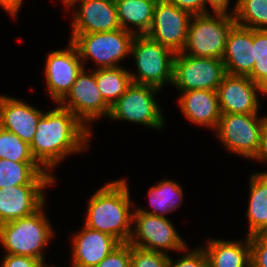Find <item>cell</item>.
I'll list each match as a JSON object with an SVG mask.
<instances>
[{
  "label": "cell",
  "mask_w": 267,
  "mask_h": 267,
  "mask_svg": "<svg viewBox=\"0 0 267 267\" xmlns=\"http://www.w3.org/2000/svg\"><path fill=\"white\" fill-rule=\"evenodd\" d=\"M67 98L70 101L67 102ZM72 112L84 125L92 120L108 116L110 106L104 101L98 89L95 73L86 74L84 68L77 76L70 91L59 102V106Z\"/></svg>",
  "instance_id": "12"
},
{
  "label": "cell",
  "mask_w": 267,
  "mask_h": 267,
  "mask_svg": "<svg viewBox=\"0 0 267 267\" xmlns=\"http://www.w3.org/2000/svg\"><path fill=\"white\" fill-rule=\"evenodd\" d=\"M267 92L248 76L225 74L217 94L221 114H257V92Z\"/></svg>",
  "instance_id": "14"
},
{
  "label": "cell",
  "mask_w": 267,
  "mask_h": 267,
  "mask_svg": "<svg viewBox=\"0 0 267 267\" xmlns=\"http://www.w3.org/2000/svg\"><path fill=\"white\" fill-rule=\"evenodd\" d=\"M42 209L43 206L27 217L0 224V241L6 254L29 256L44 263L42 249L53 232Z\"/></svg>",
  "instance_id": "3"
},
{
  "label": "cell",
  "mask_w": 267,
  "mask_h": 267,
  "mask_svg": "<svg viewBox=\"0 0 267 267\" xmlns=\"http://www.w3.org/2000/svg\"><path fill=\"white\" fill-rule=\"evenodd\" d=\"M266 119L257 118V114H221L217 135L229 151L253 159Z\"/></svg>",
  "instance_id": "9"
},
{
  "label": "cell",
  "mask_w": 267,
  "mask_h": 267,
  "mask_svg": "<svg viewBox=\"0 0 267 267\" xmlns=\"http://www.w3.org/2000/svg\"><path fill=\"white\" fill-rule=\"evenodd\" d=\"M130 264L131 245L129 243H122L94 267H130Z\"/></svg>",
  "instance_id": "32"
},
{
  "label": "cell",
  "mask_w": 267,
  "mask_h": 267,
  "mask_svg": "<svg viewBox=\"0 0 267 267\" xmlns=\"http://www.w3.org/2000/svg\"><path fill=\"white\" fill-rule=\"evenodd\" d=\"M0 159L18 163H37L33 157L30 145L16 134L0 127Z\"/></svg>",
  "instance_id": "28"
},
{
  "label": "cell",
  "mask_w": 267,
  "mask_h": 267,
  "mask_svg": "<svg viewBox=\"0 0 267 267\" xmlns=\"http://www.w3.org/2000/svg\"><path fill=\"white\" fill-rule=\"evenodd\" d=\"M45 65L48 91L51 98L59 103L84 68L82 60L76 46L70 41L68 49L50 52Z\"/></svg>",
  "instance_id": "13"
},
{
  "label": "cell",
  "mask_w": 267,
  "mask_h": 267,
  "mask_svg": "<svg viewBox=\"0 0 267 267\" xmlns=\"http://www.w3.org/2000/svg\"><path fill=\"white\" fill-rule=\"evenodd\" d=\"M158 0H115L121 28L132 31L129 23L139 30L135 35H146L153 21L154 8Z\"/></svg>",
  "instance_id": "23"
},
{
  "label": "cell",
  "mask_w": 267,
  "mask_h": 267,
  "mask_svg": "<svg viewBox=\"0 0 267 267\" xmlns=\"http://www.w3.org/2000/svg\"><path fill=\"white\" fill-rule=\"evenodd\" d=\"M167 267H208V260L203 248L194 249V251L188 252L187 255L179 258V260H168Z\"/></svg>",
  "instance_id": "33"
},
{
  "label": "cell",
  "mask_w": 267,
  "mask_h": 267,
  "mask_svg": "<svg viewBox=\"0 0 267 267\" xmlns=\"http://www.w3.org/2000/svg\"><path fill=\"white\" fill-rule=\"evenodd\" d=\"M65 6L67 5V7L73 6L76 4V2H78V0H63Z\"/></svg>",
  "instance_id": "39"
},
{
  "label": "cell",
  "mask_w": 267,
  "mask_h": 267,
  "mask_svg": "<svg viewBox=\"0 0 267 267\" xmlns=\"http://www.w3.org/2000/svg\"><path fill=\"white\" fill-rule=\"evenodd\" d=\"M38 163L0 159V189L18 185H51L55 178Z\"/></svg>",
  "instance_id": "22"
},
{
  "label": "cell",
  "mask_w": 267,
  "mask_h": 267,
  "mask_svg": "<svg viewBox=\"0 0 267 267\" xmlns=\"http://www.w3.org/2000/svg\"><path fill=\"white\" fill-rule=\"evenodd\" d=\"M191 17L190 13L174 4L158 0L154 8L153 21L146 36L175 53L182 52Z\"/></svg>",
  "instance_id": "11"
},
{
  "label": "cell",
  "mask_w": 267,
  "mask_h": 267,
  "mask_svg": "<svg viewBox=\"0 0 267 267\" xmlns=\"http://www.w3.org/2000/svg\"><path fill=\"white\" fill-rule=\"evenodd\" d=\"M207 2L211 5L215 13L228 14L226 12L229 5V0H205V3Z\"/></svg>",
  "instance_id": "38"
},
{
  "label": "cell",
  "mask_w": 267,
  "mask_h": 267,
  "mask_svg": "<svg viewBox=\"0 0 267 267\" xmlns=\"http://www.w3.org/2000/svg\"><path fill=\"white\" fill-rule=\"evenodd\" d=\"M135 32L122 28L95 33H72L71 42L76 46L80 59L95 60L98 69L118 67L119 62L130 53Z\"/></svg>",
  "instance_id": "6"
},
{
  "label": "cell",
  "mask_w": 267,
  "mask_h": 267,
  "mask_svg": "<svg viewBox=\"0 0 267 267\" xmlns=\"http://www.w3.org/2000/svg\"><path fill=\"white\" fill-rule=\"evenodd\" d=\"M255 63L248 77L267 92V30L253 29Z\"/></svg>",
  "instance_id": "29"
},
{
  "label": "cell",
  "mask_w": 267,
  "mask_h": 267,
  "mask_svg": "<svg viewBox=\"0 0 267 267\" xmlns=\"http://www.w3.org/2000/svg\"><path fill=\"white\" fill-rule=\"evenodd\" d=\"M95 80L104 101L111 107L133 83L130 72L121 67L96 69Z\"/></svg>",
  "instance_id": "25"
},
{
  "label": "cell",
  "mask_w": 267,
  "mask_h": 267,
  "mask_svg": "<svg viewBox=\"0 0 267 267\" xmlns=\"http://www.w3.org/2000/svg\"><path fill=\"white\" fill-rule=\"evenodd\" d=\"M206 253L208 267H251L249 236L245 242L208 240Z\"/></svg>",
  "instance_id": "21"
},
{
  "label": "cell",
  "mask_w": 267,
  "mask_h": 267,
  "mask_svg": "<svg viewBox=\"0 0 267 267\" xmlns=\"http://www.w3.org/2000/svg\"><path fill=\"white\" fill-rule=\"evenodd\" d=\"M148 193L153 210L146 211L141 208H136L135 210L149 215L165 217V213H169L179 207V202L183 200V192L180 185L172 180H162L159 184L150 187Z\"/></svg>",
  "instance_id": "26"
},
{
  "label": "cell",
  "mask_w": 267,
  "mask_h": 267,
  "mask_svg": "<svg viewBox=\"0 0 267 267\" xmlns=\"http://www.w3.org/2000/svg\"><path fill=\"white\" fill-rule=\"evenodd\" d=\"M254 159H259L260 161L267 162V119L264 122V125L261 130L260 144L257 153L254 156ZM267 174V172H263Z\"/></svg>",
  "instance_id": "36"
},
{
  "label": "cell",
  "mask_w": 267,
  "mask_h": 267,
  "mask_svg": "<svg viewBox=\"0 0 267 267\" xmlns=\"http://www.w3.org/2000/svg\"><path fill=\"white\" fill-rule=\"evenodd\" d=\"M63 107L43 113L30 144L36 162L47 172L65 156L88 146L90 129Z\"/></svg>",
  "instance_id": "1"
},
{
  "label": "cell",
  "mask_w": 267,
  "mask_h": 267,
  "mask_svg": "<svg viewBox=\"0 0 267 267\" xmlns=\"http://www.w3.org/2000/svg\"><path fill=\"white\" fill-rule=\"evenodd\" d=\"M76 10L72 33H95L121 28L115 0H81Z\"/></svg>",
  "instance_id": "16"
},
{
  "label": "cell",
  "mask_w": 267,
  "mask_h": 267,
  "mask_svg": "<svg viewBox=\"0 0 267 267\" xmlns=\"http://www.w3.org/2000/svg\"><path fill=\"white\" fill-rule=\"evenodd\" d=\"M49 185H18L0 189V224L27 217L44 204Z\"/></svg>",
  "instance_id": "15"
},
{
  "label": "cell",
  "mask_w": 267,
  "mask_h": 267,
  "mask_svg": "<svg viewBox=\"0 0 267 267\" xmlns=\"http://www.w3.org/2000/svg\"><path fill=\"white\" fill-rule=\"evenodd\" d=\"M233 16L237 25L267 30V0H237Z\"/></svg>",
  "instance_id": "27"
},
{
  "label": "cell",
  "mask_w": 267,
  "mask_h": 267,
  "mask_svg": "<svg viewBox=\"0 0 267 267\" xmlns=\"http://www.w3.org/2000/svg\"><path fill=\"white\" fill-rule=\"evenodd\" d=\"M225 72L248 76L254 67L253 29L235 24L229 31L222 57Z\"/></svg>",
  "instance_id": "18"
},
{
  "label": "cell",
  "mask_w": 267,
  "mask_h": 267,
  "mask_svg": "<svg viewBox=\"0 0 267 267\" xmlns=\"http://www.w3.org/2000/svg\"><path fill=\"white\" fill-rule=\"evenodd\" d=\"M214 14L217 18L209 13L191 17L194 21L190 20L186 44L182 53L194 57L222 59L229 31L236 22L230 13Z\"/></svg>",
  "instance_id": "4"
},
{
  "label": "cell",
  "mask_w": 267,
  "mask_h": 267,
  "mask_svg": "<svg viewBox=\"0 0 267 267\" xmlns=\"http://www.w3.org/2000/svg\"><path fill=\"white\" fill-rule=\"evenodd\" d=\"M168 3L174 4L176 7L187 11L192 16L208 14L206 10L205 0H165Z\"/></svg>",
  "instance_id": "35"
},
{
  "label": "cell",
  "mask_w": 267,
  "mask_h": 267,
  "mask_svg": "<svg viewBox=\"0 0 267 267\" xmlns=\"http://www.w3.org/2000/svg\"><path fill=\"white\" fill-rule=\"evenodd\" d=\"M23 0H0V5L12 16H16Z\"/></svg>",
  "instance_id": "37"
},
{
  "label": "cell",
  "mask_w": 267,
  "mask_h": 267,
  "mask_svg": "<svg viewBox=\"0 0 267 267\" xmlns=\"http://www.w3.org/2000/svg\"><path fill=\"white\" fill-rule=\"evenodd\" d=\"M251 267H267V231L249 236Z\"/></svg>",
  "instance_id": "31"
},
{
  "label": "cell",
  "mask_w": 267,
  "mask_h": 267,
  "mask_svg": "<svg viewBox=\"0 0 267 267\" xmlns=\"http://www.w3.org/2000/svg\"><path fill=\"white\" fill-rule=\"evenodd\" d=\"M132 213L136 226L133 228L135 234L133 231L128 242L130 245L158 252H163L164 249H187L186 243L166 217L149 215L137 210Z\"/></svg>",
  "instance_id": "10"
},
{
  "label": "cell",
  "mask_w": 267,
  "mask_h": 267,
  "mask_svg": "<svg viewBox=\"0 0 267 267\" xmlns=\"http://www.w3.org/2000/svg\"><path fill=\"white\" fill-rule=\"evenodd\" d=\"M178 101L183 114L191 122L217 128L221 117L217 91L189 90L183 92Z\"/></svg>",
  "instance_id": "20"
},
{
  "label": "cell",
  "mask_w": 267,
  "mask_h": 267,
  "mask_svg": "<svg viewBox=\"0 0 267 267\" xmlns=\"http://www.w3.org/2000/svg\"><path fill=\"white\" fill-rule=\"evenodd\" d=\"M250 183L249 236L267 231V174L254 173Z\"/></svg>",
  "instance_id": "24"
},
{
  "label": "cell",
  "mask_w": 267,
  "mask_h": 267,
  "mask_svg": "<svg viewBox=\"0 0 267 267\" xmlns=\"http://www.w3.org/2000/svg\"><path fill=\"white\" fill-rule=\"evenodd\" d=\"M168 260L165 252L149 251L131 245L130 267H167Z\"/></svg>",
  "instance_id": "30"
},
{
  "label": "cell",
  "mask_w": 267,
  "mask_h": 267,
  "mask_svg": "<svg viewBox=\"0 0 267 267\" xmlns=\"http://www.w3.org/2000/svg\"><path fill=\"white\" fill-rule=\"evenodd\" d=\"M130 53L135 58L138 71V76L130 73L133 83L151 85L159 89L165 82L172 83L176 55L174 51L146 35H135Z\"/></svg>",
  "instance_id": "5"
},
{
  "label": "cell",
  "mask_w": 267,
  "mask_h": 267,
  "mask_svg": "<svg viewBox=\"0 0 267 267\" xmlns=\"http://www.w3.org/2000/svg\"><path fill=\"white\" fill-rule=\"evenodd\" d=\"M159 88L132 83L110 107L109 118L162 128L164 119L154 98Z\"/></svg>",
  "instance_id": "8"
},
{
  "label": "cell",
  "mask_w": 267,
  "mask_h": 267,
  "mask_svg": "<svg viewBox=\"0 0 267 267\" xmlns=\"http://www.w3.org/2000/svg\"><path fill=\"white\" fill-rule=\"evenodd\" d=\"M225 74L222 59L194 57L178 52L174 58L172 83L182 92L217 91Z\"/></svg>",
  "instance_id": "7"
},
{
  "label": "cell",
  "mask_w": 267,
  "mask_h": 267,
  "mask_svg": "<svg viewBox=\"0 0 267 267\" xmlns=\"http://www.w3.org/2000/svg\"><path fill=\"white\" fill-rule=\"evenodd\" d=\"M43 113L20 100L0 96V127L31 144Z\"/></svg>",
  "instance_id": "19"
},
{
  "label": "cell",
  "mask_w": 267,
  "mask_h": 267,
  "mask_svg": "<svg viewBox=\"0 0 267 267\" xmlns=\"http://www.w3.org/2000/svg\"><path fill=\"white\" fill-rule=\"evenodd\" d=\"M72 242V267H94L122 244L115 237L87 226L74 235Z\"/></svg>",
  "instance_id": "17"
},
{
  "label": "cell",
  "mask_w": 267,
  "mask_h": 267,
  "mask_svg": "<svg viewBox=\"0 0 267 267\" xmlns=\"http://www.w3.org/2000/svg\"><path fill=\"white\" fill-rule=\"evenodd\" d=\"M130 193L125 180L109 182L88 201L85 226L128 243L132 234L133 213Z\"/></svg>",
  "instance_id": "2"
},
{
  "label": "cell",
  "mask_w": 267,
  "mask_h": 267,
  "mask_svg": "<svg viewBox=\"0 0 267 267\" xmlns=\"http://www.w3.org/2000/svg\"><path fill=\"white\" fill-rule=\"evenodd\" d=\"M2 264V267H45L39 259L13 254H6Z\"/></svg>",
  "instance_id": "34"
}]
</instances>
